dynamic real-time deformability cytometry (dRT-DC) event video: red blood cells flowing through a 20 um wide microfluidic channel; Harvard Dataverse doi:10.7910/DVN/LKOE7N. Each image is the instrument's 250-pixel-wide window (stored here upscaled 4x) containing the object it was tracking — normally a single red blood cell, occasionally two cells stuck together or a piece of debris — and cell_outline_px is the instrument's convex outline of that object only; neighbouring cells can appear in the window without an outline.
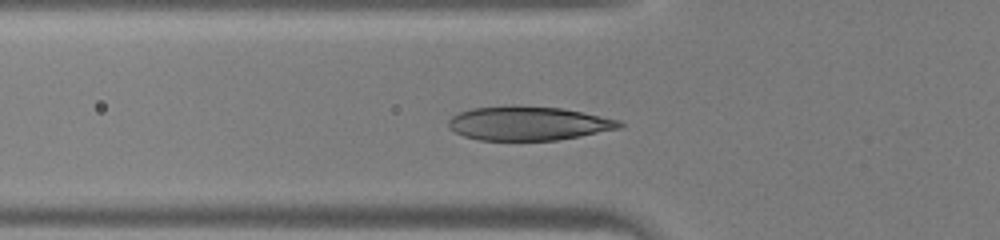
{"species": "human", "species_latin": "Homo sapiens", "temperature_condition": "warm", "stored_images_in_passage": 26, "camera_frame_rate_fps": 3000, "um_per_image_px": 0.085, "donor": {"sex": "male"}, "frame": {"image": 1, "passage_image": 3, "time_ms": 0.667, "image_size_px": [1000, 240], "cell_outline_px": [[624, 124], [620, 128], [580, 136], [556, 140], [480, 140], [464, 136], [448, 128], [448, 120], [452, 116], [460, 112], [472, 108], [512, 104], [516, 104], [560, 108], [620, 120]], "centroid_in_image_um": [44.87, 10.47], "position_along_channel_um": 80.9, "area_um2": 33.99}}
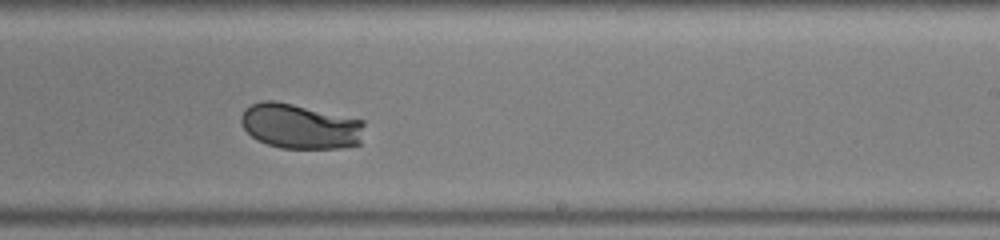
{"frame": {"image": 2, "passage_image": 15, "time_ms": 4.667, "image_size_px": [1000, 240], "cell_outline_px": [[364, 124], [360, 144], [340, 148], [280, 148], [256, 140], [244, 128], [240, 120], [240, 116], [244, 108], [260, 100], [276, 100], [364, 120]], "centroid_in_image_um": [25.49, 10.72], "position_along_channel_um": 263.5, "area_um2": 32.54}}
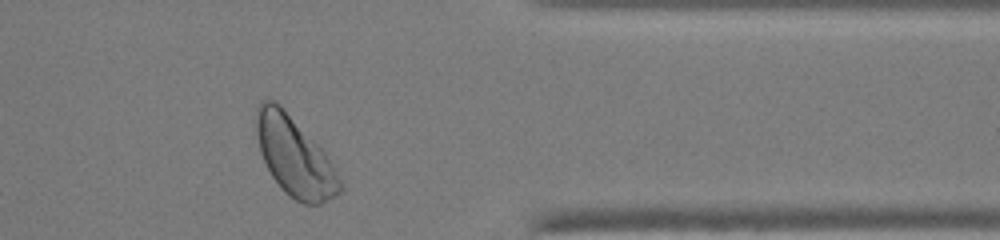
{"frame": {"image": 3, "passage_image": 24, "time_ms": 7.667, "image_size_px": [1000, 240], "cell_outline_px": [[344, 188], [340, 192], [320, 204], [304, 204], [296, 200], [284, 192], [280, 188], [272, 176], [260, 152], [256, 132], [256, 108], [260, 100], [272, 100], [280, 104], [324, 152], [344, 184]], "centroid_in_image_um": [25.03, 13.31], "position_along_channel_um": 386.4, "area_um2": 38.15}}